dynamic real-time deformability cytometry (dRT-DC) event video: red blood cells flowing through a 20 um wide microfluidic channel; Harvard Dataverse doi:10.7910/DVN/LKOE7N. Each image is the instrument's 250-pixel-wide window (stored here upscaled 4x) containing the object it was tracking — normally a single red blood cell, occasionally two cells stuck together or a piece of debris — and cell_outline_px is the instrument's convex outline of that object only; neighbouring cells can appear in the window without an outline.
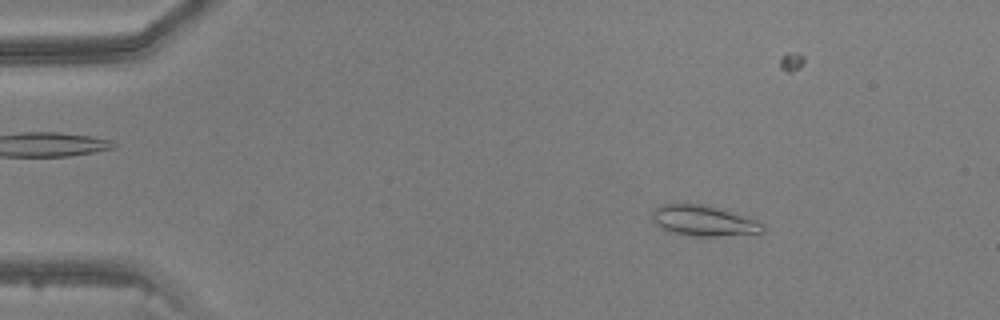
{"species": "common noctule bat (a hibernating species)", "species_latin": "Nyctalus noctula", "temperature_condition": "warm", "stored_images_in_passage": 48, "camera_frame_rate_fps": 3000, "um_per_image_px": 0.085, "animal": {"sex": "male", "body_mass_g": 20.5, "forearm_length_mm": 52.5}, "frame": {"image": 1, "passage_image": 7, "time_ms": 2.0, "image_size_px": [1000, 320], "cell_outline_px": [[764, 232], [716, 236], [696, 236], [664, 232], [652, 220], [652, 212], [660, 204], [708, 204], [756, 220], [764, 224]], "centroid_in_image_um": [59.76, 18.76], "position_along_channel_um": 25.2, "area_um2": 19.83}}
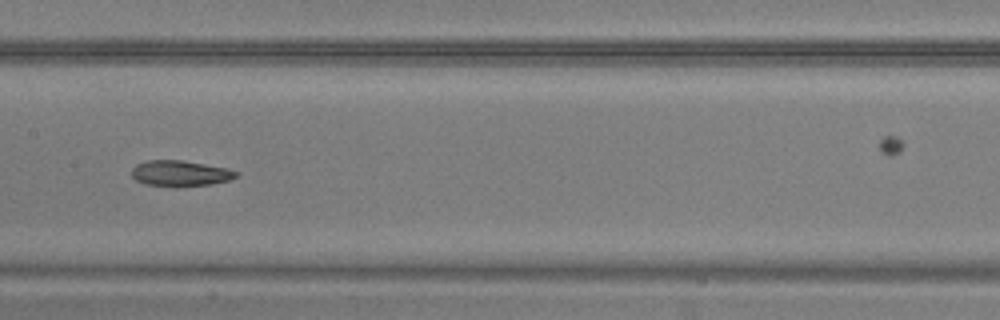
{"frame": {"image": 2, "passage_image": 24, "time_ms": 7.667, "image_size_px": [1000, 320], "cell_outline_px": [[240, 176], [228, 180], [212, 184], [176, 188], [172, 188], [144, 184], [136, 180], [132, 176], [132, 168], [136, 164], [148, 160], [180, 160], [228, 168], [240, 172]], "centroid_in_image_um": [15.34, 14.76], "position_along_channel_um": 192.1, "area_um2": 16.13}}
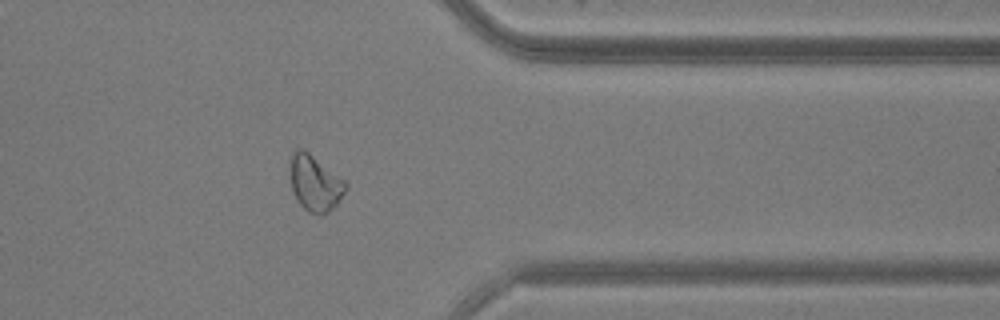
{"frame": {"image": 3, "passage_image": 38, "time_ms": 12.333, "image_size_px": [1000, 320], "cell_outline_px": [[348, 188], [336, 204], [328, 212], [320, 216], [316, 216], [308, 212], [296, 200], [292, 188], [288, 172], [288, 168], [292, 152], [296, 148], [300, 148], [308, 152], [344, 180], [348, 184]], "centroid_in_image_um": [26.73, 15.58], "position_along_channel_um": 384.7, "area_um2": 18.32}}